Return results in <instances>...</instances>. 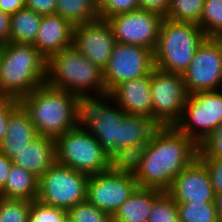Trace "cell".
Here are the masks:
<instances>
[{"label":"cell","instance_id":"cell-17","mask_svg":"<svg viewBox=\"0 0 222 222\" xmlns=\"http://www.w3.org/2000/svg\"><path fill=\"white\" fill-rule=\"evenodd\" d=\"M151 73L118 84L109 95L112 102L128 115H143L153 119Z\"/></svg>","mask_w":222,"mask_h":222},{"label":"cell","instance_id":"cell-42","mask_svg":"<svg viewBox=\"0 0 222 222\" xmlns=\"http://www.w3.org/2000/svg\"><path fill=\"white\" fill-rule=\"evenodd\" d=\"M23 7L24 0H0V9L10 16Z\"/></svg>","mask_w":222,"mask_h":222},{"label":"cell","instance_id":"cell-35","mask_svg":"<svg viewBox=\"0 0 222 222\" xmlns=\"http://www.w3.org/2000/svg\"><path fill=\"white\" fill-rule=\"evenodd\" d=\"M140 9L139 0H105L98 8L100 19Z\"/></svg>","mask_w":222,"mask_h":222},{"label":"cell","instance_id":"cell-5","mask_svg":"<svg viewBox=\"0 0 222 222\" xmlns=\"http://www.w3.org/2000/svg\"><path fill=\"white\" fill-rule=\"evenodd\" d=\"M206 38L198 24L163 18L154 51V67L183 75Z\"/></svg>","mask_w":222,"mask_h":222},{"label":"cell","instance_id":"cell-4","mask_svg":"<svg viewBox=\"0 0 222 222\" xmlns=\"http://www.w3.org/2000/svg\"><path fill=\"white\" fill-rule=\"evenodd\" d=\"M46 83L82 97L106 95L103 69L84 57L73 45L47 60ZM89 91V92H88ZM92 91L94 92L93 94Z\"/></svg>","mask_w":222,"mask_h":222},{"label":"cell","instance_id":"cell-33","mask_svg":"<svg viewBox=\"0 0 222 222\" xmlns=\"http://www.w3.org/2000/svg\"><path fill=\"white\" fill-rule=\"evenodd\" d=\"M29 222H68L67 211L40 202L32 201Z\"/></svg>","mask_w":222,"mask_h":222},{"label":"cell","instance_id":"cell-43","mask_svg":"<svg viewBox=\"0 0 222 222\" xmlns=\"http://www.w3.org/2000/svg\"><path fill=\"white\" fill-rule=\"evenodd\" d=\"M215 203L219 221L222 222V192L216 194Z\"/></svg>","mask_w":222,"mask_h":222},{"label":"cell","instance_id":"cell-16","mask_svg":"<svg viewBox=\"0 0 222 222\" xmlns=\"http://www.w3.org/2000/svg\"><path fill=\"white\" fill-rule=\"evenodd\" d=\"M175 203L215 202V192L205 165L196 158L166 191Z\"/></svg>","mask_w":222,"mask_h":222},{"label":"cell","instance_id":"cell-1","mask_svg":"<svg viewBox=\"0 0 222 222\" xmlns=\"http://www.w3.org/2000/svg\"><path fill=\"white\" fill-rule=\"evenodd\" d=\"M198 145L175 126H160L147 143L134 177L140 188L166 192L174 179L198 157Z\"/></svg>","mask_w":222,"mask_h":222},{"label":"cell","instance_id":"cell-44","mask_svg":"<svg viewBox=\"0 0 222 222\" xmlns=\"http://www.w3.org/2000/svg\"><path fill=\"white\" fill-rule=\"evenodd\" d=\"M93 3L99 8L105 0H92Z\"/></svg>","mask_w":222,"mask_h":222},{"label":"cell","instance_id":"cell-25","mask_svg":"<svg viewBox=\"0 0 222 222\" xmlns=\"http://www.w3.org/2000/svg\"><path fill=\"white\" fill-rule=\"evenodd\" d=\"M56 14L74 26L99 18L98 7L92 0H57Z\"/></svg>","mask_w":222,"mask_h":222},{"label":"cell","instance_id":"cell-3","mask_svg":"<svg viewBox=\"0 0 222 222\" xmlns=\"http://www.w3.org/2000/svg\"><path fill=\"white\" fill-rule=\"evenodd\" d=\"M47 59L32 45H0V96L20 100L46 83Z\"/></svg>","mask_w":222,"mask_h":222},{"label":"cell","instance_id":"cell-11","mask_svg":"<svg viewBox=\"0 0 222 222\" xmlns=\"http://www.w3.org/2000/svg\"><path fill=\"white\" fill-rule=\"evenodd\" d=\"M187 93L218 91L222 87V38H208L198 46L183 73Z\"/></svg>","mask_w":222,"mask_h":222},{"label":"cell","instance_id":"cell-22","mask_svg":"<svg viewBox=\"0 0 222 222\" xmlns=\"http://www.w3.org/2000/svg\"><path fill=\"white\" fill-rule=\"evenodd\" d=\"M160 126L151 118L143 115L125 114L119 126V148L147 145Z\"/></svg>","mask_w":222,"mask_h":222},{"label":"cell","instance_id":"cell-37","mask_svg":"<svg viewBox=\"0 0 222 222\" xmlns=\"http://www.w3.org/2000/svg\"><path fill=\"white\" fill-rule=\"evenodd\" d=\"M19 104V100L8 97L0 96V145L6 135V125L10 112Z\"/></svg>","mask_w":222,"mask_h":222},{"label":"cell","instance_id":"cell-14","mask_svg":"<svg viewBox=\"0 0 222 222\" xmlns=\"http://www.w3.org/2000/svg\"><path fill=\"white\" fill-rule=\"evenodd\" d=\"M137 187L134 174L107 170L89 176L86 200L113 216Z\"/></svg>","mask_w":222,"mask_h":222},{"label":"cell","instance_id":"cell-30","mask_svg":"<svg viewBox=\"0 0 222 222\" xmlns=\"http://www.w3.org/2000/svg\"><path fill=\"white\" fill-rule=\"evenodd\" d=\"M32 201L0 197V222H29Z\"/></svg>","mask_w":222,"mask_h":222},{"label":"cell","instance_id":"cell-29","mask_svg":"<svg viewBox=\"0 0 222 222\" xmlns=\"http://www.w3.org/2000/svg\"><path fill=\"white\" fill-rule=\"evenodd\" d=\"M204 0H171L170 7L164 17L176 22L198 24Z\"/></svg>","mask_w":222,"mask_h":222},{"label":"cell","instance_id":"cell-36","mask_svg":"<svg viewBox=\"0 0 222 222\" xmlns=\"http://www.w3.org/2000/svg\"><path fill=\"white\" fill-rule=\"evenodd\" d=\"M206 167L215 194L222 192V157L199 159Z\"/></svg>","mask_w":222,"mask_h":222},{"label":"cell","instance_id":"cell-28","mask_svg":"<svg viewBox=\"0 0 222 222\" xmlns=\"http://www.w3.org/2000/svg\"><path fill=\"white\" fill-rule=\"evenodd\" d=\"M198 25L208 38H222V0H204Z\"/></svg>","mask_w":222,"mask_h":222},{"label":"cell","instance_id":"cell-38","mask_svg":"<svg viewBox=\"0 0 222 222\" xmlns=\"http://www.w3.org/2000/svg\"><path fill=\"white\" fill-rule=\"evenodd\" d=\"M24 7L40 15L56 14L57 0H24Z\"/></svg>","mask_w":222,"mask_h":222},{"label":"cell","instance_id":"cell-8","mask_svg":"<svg viewBox=\"0 0 222 222\" xmlns=\"http://www.w3.org/2000/svg\"><path fill=\"white\" fill-rule=\"evenodd\" d=\"M89 176L55 162L38 182L37 200L68 211L86 200Z\"/></svg>","mask_w":222,"mask_h":222},{"label":"cell","instance_id":"cell-26","mask_svg":"<svg viewBox=\"0 0 222 222\" xmlns=\"http://www.w3.org/2000/svg\"><path fill=\"white\" fill-rule=\"evenodd\" d=\"M147 145L117 148L109 156V170L135 174L141 165Z\"/></svg>","mask_w":222,"mask_h":222},{"label":"cell","instance_id":"cell-6","mask_svg":"<svg viewBox=\"0 0 222 222\" xmlns=\"http://www.w3.org/2000/svg\"><path fill=\"white\" fill-rule=\"evenodd\" d=\"M56 162L95 175L109 170V156L97 139L80 124L55 139Z\"/></svg>","mask_w":222,"mask_h":222},{"label":"cell","instance_id":"cell-32","mask_svg":"<svg viewBox=\"0 0 222 222\" xmlns=\"http://www.w3.org/2000/svg\"><path fill=\"white\" fill-rule=\"evenodd\" d=\"M147 222H180L177 205L167 192L153 203Z\"/></svg>","mask_w":222,"mask_h":222},{"label":"cell","instance_id":"cell-18","mask_svg":"<svg viewBox=\"0 0 222 222\" xmlns=\"http://www.w3.org/2000/svg\"><path fill=\"white\" fill-rule=\"evenodd\" d=\"M74 25L60 15H43L40 29L32 44L47 60L73 45Z\"/></svg>","mask_w":222,"mask_h":222},{"label":"cell","instance_id":"cell-15","mask_svg":"<svg viewBox=\"0 0 222 222\" xmlns=\"http://www.w3.org/2000/svg\"><path fill=\"white\" fill-rule=\"evenodd\" d=\"M116 43L112 28L107 20L74 26L73 46L89 61L104 69Z\"/></svg>","mask_w":222,"mask_h":222},{"label":"cell","instance_id":"cell-34","mask_svg":"<svg viewBox=\"0 0 222 222\" xmlns=\"http://www.w3.org/2000/svg\"><path fill=\"white\" fill-rule=\"evenodd\" d=\"M198 159L222 157V124L198 145Z\"/></svg>","mask_w":222,"mask_h":222},{"label":"cell","instance_id":"cell-31","mask_svg":"<svg viewBox=\"0 0 222 222\" xmlns=\"http://www.w3.org/2000/svg\"><path fill=\"white\" fill-rule=\"evenodd\" d=\"M68 222H112V216L87 200L75 204L67 211Z\"/></svg>","mask_w":222,"mask_h":222},{"label":"cell","instance_id":"cell-19","mask_svg":"<svg viewBox=\"0 0 222 222\" xmlns=\"http://www.w3.org/2000/svg\"><path fill=\"white\" fill-rule=\"evenodd\" d=\"M37 136L29 114L19 103L8 116L6 135L0 145V152L12 160Z\"/></svg>","mask_w":222,"mask_h":222},{"label":"cell","instance_id":"cell-7","mask_svg":"<svg viewBox=\"0 0 222 222\" xmlns=\"http://www.w3.org/2000/svg\"><path fill=\"white\" fill-rule=\"evenodd\" d=\"M110 100L112 97L106 94L82 97L79 102V124L97 139L108 156L119 148V126L125 115L117 104L111 106Z\"/></svg>","mask_w":222,"mask_h":222},{"label":"cell","instance_id":"cell-12","mask_svg":"<svg viewBox=\"0 0 222 222\" xmlns=\"http://www.w3.org/2000/svg\"><path fill=\"white\" fill-rule=\"evenodd\" d=\"M164 16L156 11L138 9L107 18L116 42L145 47L153 53Z\"/></svg>","mask_w":222,"mask_h":222},{"label":"cell","instance_id":"cell-13","mask_svg":"<svg viewBox=\"0 0 222 222\" xmlns=\"http://www.w3.org/2000/svg\"><path fill=\"white\" fill-rule=\"evenodd\" d=\"M153 68L154 54L151 50L116 42L109 62L103 69L107 94L124 81L150 74Z\"/></svg>","mask_w":222,"mask_h":222},{"label":"cell","instance_id":"cell-27","mask_svg":"<svg viewBox=\"0 0 222 222\" xmlns=\"http://www.w3.org/2000/svg\"><path fill=\"white\" fill-rule=\"evenodd\" d=\"M180 222H220L215 202L176 203Z\"/></svg>","mask_w":222,"mask_h":222},{"label":"cell","instance_id":"cell-23","mask_svg":"<svg viewBox=\"0 0 222 222\" xmlns=\"http://www.w3.org/2000/svg\"><path fill=\"white\" fill-rule=\"evenodd\" d=\"M39 178L17 165H12L0 197L34 201L38 196Z\"/></svg>","mask_w":222,"mask_h":222},{"label":"cell","instance_id":"cell-24","mask_svg":"<svg viewBox=\"0 0 222 222\" xmlns=\"http://www.w3.org/2000/svg\"><path fill=\"white\" fill-rule=\"evenodd\" d=\"M43 15L26 7L10 16L9 42L33 44L40 29Z\"/></svg>","mask_w":222,"mask_h":222},{"label":"cell","instance_id":"cell-20","mask_svg":"<svg viewBox=\"0 0 222 222\" xmlns=\"http://www.w3.org/2000/svg\"><path fill=\"white\" fill-rule=\"evenodd\" d=\"M12 162L40 178L56 162L55 138L38 135Z\"/></svg>","mask_w":222,"mask_h":222},{"label":"cell","instance_id":"cell-9","mask_svg":"<svg viewBox=\"0 0 222 222\" xmlns=\"http://www.w3.org/2000/svg\"><path fill=\"white\" fill-rule=\"evenodd\" d=\"M222 124V91L188 95L180 120L174 125L197 145Z\"/></svg>","mask_w":222,"mask_h":222},{"label":"cell","instance_id":"cell-41","mask_svg":"<svg viewBox=\"0 0 222 222\" xmlns=\"http://www.w3.org/2000/svg\"><path fill=\"white\" fill-rule=\"evenodd\" d=\"M12 165V160L0 152V191L5 186Z\"/></svg>","mask_w":222,"mask_h":222},{"label":"cell","instance_id":"cell-40","mask_svg":"<svg viewBox=\"0 0 222 222\" xmlns=\"http://www.w3.org/2000/svg\"><path fill=\"white\" fill-rule=\"evenodd\" d=\"M10 15L0 9V45L9 42Z\"/></svg>","mask_w":222,"mask_h":222},{"label":"cell","instance_id":"cell-21","mask_svg":"<svg viewBox=\"0 0 222 222\" xmlns=\"http://www.w3.org/2000/svg\"><path fill=\"white\" fill-rule=\"evenodd\" d=\"M164 191L137 187L112 216V222H147L153 203Z\"/></svg>","mask_w":222,"mask_h":222},{"label":"cell","instance_id":"cell-10","mask_svg":"<svg viewBox=\"0 0 222 222\" xmlns=\"http://www.w3.org/2000/svg\"><path fill=\"white\" fill-rule=\"evenodd\" d=\"M150 91L153 120L159 126H174L182 116L189 95L183 76L154 67Z\"/></svg>","mask_w":222,"mask_h":222},{"label":"cell","instance_id":"cell-39","mask_svg":"<svg viewBox=\"0 0 222 222\" xmlns=\"http://www.w3.org/2000/svg\"><path fill=\"white\" fill-rule=\"evenodd\" d=\"M171 0H139L140 9L156 11L163 16L166 15Z\"/></svg>","mask_w":222,"mask_h":222},{"label":"cell","instance_id":"cell-2","mask_svg":"<svg viewBox=\"0 0 222 222\" xmlns=\"http://www.w3.org/2000/svg\"><path fill=\"white\" fill-rule=\"evenodd\" d=\"M79 102L77 95L47 83L19 100L38 135L55 139L79 124Z\"/></svg>","mask_w":222,"mask_h":222}]
</instances>
